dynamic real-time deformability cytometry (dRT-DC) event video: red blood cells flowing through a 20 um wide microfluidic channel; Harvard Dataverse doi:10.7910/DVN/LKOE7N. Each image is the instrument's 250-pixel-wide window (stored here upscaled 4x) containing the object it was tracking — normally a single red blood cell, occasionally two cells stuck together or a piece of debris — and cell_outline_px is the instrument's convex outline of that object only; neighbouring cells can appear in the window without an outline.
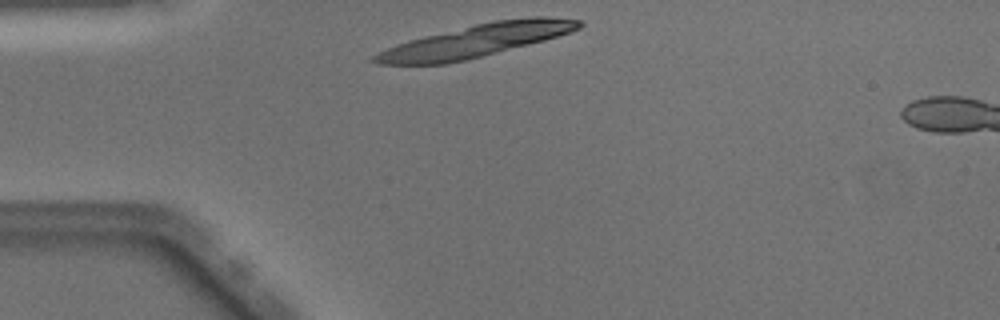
{"species": "Egyptian fruit bat (a non-hibernating species)", "species_latin": "Rousettus aegyptiacus", "temperature_condition": "warm", "stored_images_in_passage": 8, "camera_frame_rate_fps": 3000, "um_per_image_px": 0.085, "animal": {"sex": "male"}, "frame": {"image": 1, "passage_image": 1, "time_ms": 0.0, "image_size_px": [1000, 320], "cell_outline_px": [[584, 24], [580, 28], [544, 40], [464, 60], [444, 64], [380, 64], [372, 60], [372, 56], [396, 44], [408, 40], [424, 36], [476, 24], [496, 20], [536, 16], [540, 16], [580, 20]], "centroid_in_image_um": [40.44, 3.45], "position_along_channel_um": 44.6, "area_um2": 37.97}}